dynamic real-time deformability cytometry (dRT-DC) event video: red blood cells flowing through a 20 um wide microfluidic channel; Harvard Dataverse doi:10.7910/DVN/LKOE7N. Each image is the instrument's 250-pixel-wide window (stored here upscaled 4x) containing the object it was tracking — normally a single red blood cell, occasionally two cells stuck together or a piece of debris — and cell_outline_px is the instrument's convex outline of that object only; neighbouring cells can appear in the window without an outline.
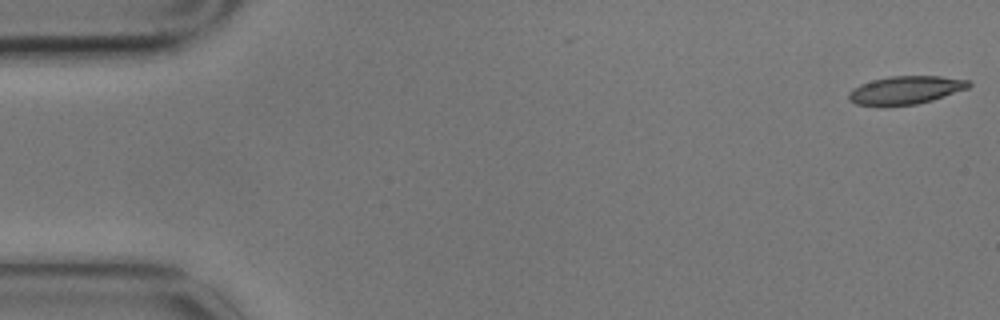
{"species": "common noctule bat (a hibernating species)", "species_latin": "Nyctalus noctula", "temperature_condition": "cold", "stored_images_in_passage": 6, "camera_frame_rate_fps": 3000, "um_per_image_px": 0.085, "animal": {"sex": "male", "body_mass_g": 17.9}, "frame": {"image": 1, "passage_image": 1, "time_ms": 0.0, "image_size_px": [1000, 320], "cell_outline_px": [[972, 84], [968, 88], [932, 100], [916, 104], [884, 108], [856, 104], [848, 100], [848, 92], [852, 88], [860, 84], [872, 80], [888, 76], [940, 76], [968, 80]], "centroid_in_image_um": [76.9, 7.68], "position_along_channel_um": 8.1, "area_um2": 20.17}}